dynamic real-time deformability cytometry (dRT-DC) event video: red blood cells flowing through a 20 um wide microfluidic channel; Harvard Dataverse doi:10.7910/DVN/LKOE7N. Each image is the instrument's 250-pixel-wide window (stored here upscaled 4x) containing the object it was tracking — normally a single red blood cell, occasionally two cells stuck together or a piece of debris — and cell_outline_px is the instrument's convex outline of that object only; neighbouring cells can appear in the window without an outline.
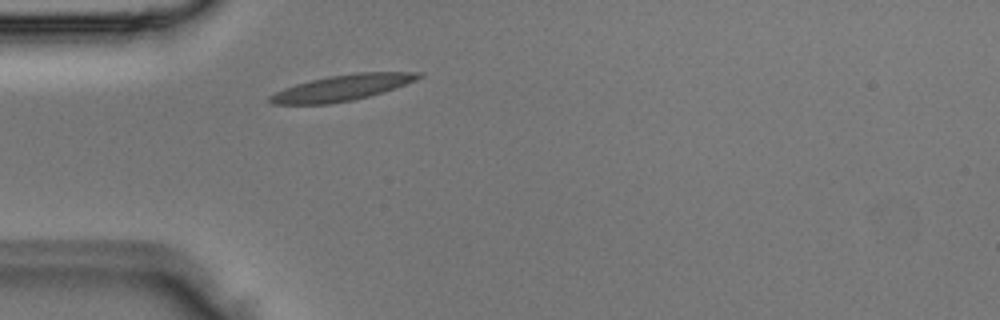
{"species": "Egyptian fruit bat (a non-hibernating species)", "species_latin": "Rousettus aegyptiacus", "temperature_condition": "room temperature", "stored_images_in_passage": 1, "camera_frame_rate_fps": 3000, "um_per_image_px": 0.085, "animal": {"sex": "male"}, "frame": {"image": 1, "passage_image": 1, "time_ms": 0.0, "image_size_px": [1000, 320], "cell_outline_px": [[424, 76], [416, 80], [368, 96], [352, 100], [328, 104], [272, 104], [268, 100], [268, 96], [284, 88], [296, 84], [328, 76], [356, 72], [424, 72]], "centroid_in_image_um": [29.06, 7.45], "position_along_channel_um": 55.9, "area_um2": 22.14}}